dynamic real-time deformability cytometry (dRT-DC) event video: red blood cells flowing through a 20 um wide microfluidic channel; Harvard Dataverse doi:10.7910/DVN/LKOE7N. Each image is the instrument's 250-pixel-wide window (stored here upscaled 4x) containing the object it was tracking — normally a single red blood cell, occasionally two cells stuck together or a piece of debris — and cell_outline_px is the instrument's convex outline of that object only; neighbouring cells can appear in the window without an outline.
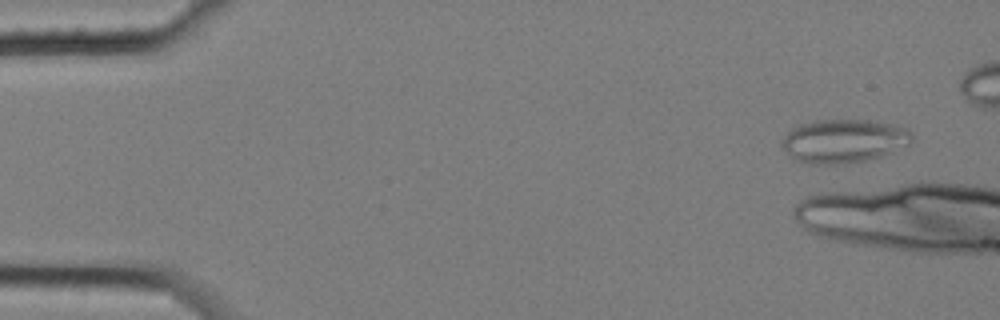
{"species": "common noctule bat (a hibernating species)", "species_latin": "Nyctalus noctula", "temperature_condition": "cold", "stored_images_in_passage": 8, "camera_frame_rate_fps": 3000, "um_per_image_px": 0.085, "animal": {"sex": "female", "body_mass_g": 25.1}, "frame": {"image": 1, "passage_image": 2, "time_ms": 0.333, "image_size_px": [1000, 320], "cell_outline_px": [[912, 140], [908, 144], [892, 152], [880, 156], [864, 160], [836, 164], [812, 164], [796, 160], [784, 148], [784, 136], [792, 128], [800, 124], [816, 120], [868, 120], [892, 124], [908, 128], [912, 132]], "centroid_in_image_um": [71.75, 11.96], "position_along_channel_um": 13.2, "area_um2": 32.54}}